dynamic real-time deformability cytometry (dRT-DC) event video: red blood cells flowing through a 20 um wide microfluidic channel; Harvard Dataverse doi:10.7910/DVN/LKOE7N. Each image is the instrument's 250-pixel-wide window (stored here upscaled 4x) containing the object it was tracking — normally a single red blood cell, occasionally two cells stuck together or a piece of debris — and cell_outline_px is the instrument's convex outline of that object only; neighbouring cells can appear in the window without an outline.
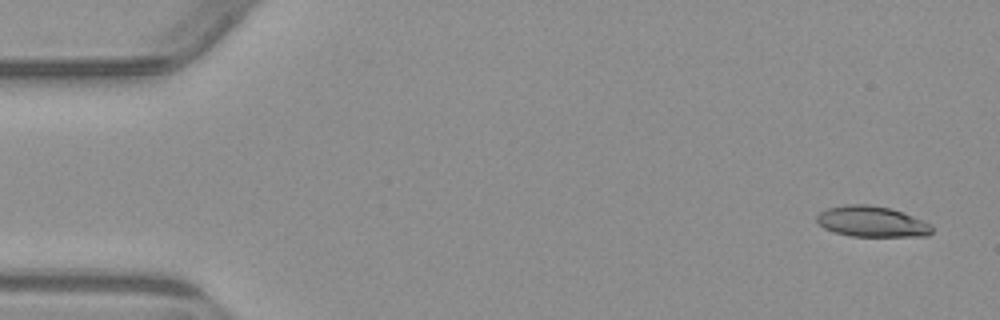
{"species": "common noctule bat (a hibernating species)", "species_latin": "Nyctalus noctula", "temperature_condition": "warm", "stored_images_in_passage": 6, "camera_frame_rate_fps": 3000, "um_per_image_px": 0.085, "animal": {"sex": "male", "body_mass_g": 23.1, "forearm_length_mm": 52.7}, "frame": {"image": 1, "passage_image": 1, "time_ms": 0.0, "image_size_px": [1000, 320], "cell_outline_px": [[932, 232], [928, 236], [852, 236], [836, 232], [824, 228], [816, 220], [816, 216], [820, 212], [828, 208], [844, 204], [868, 204], [892, 208], [924, 220], [932, 224]], "centroid_in_image_um": [74.14, 18.82], "position_along_channel_um": 10.9, "area_um2": 20.75}}
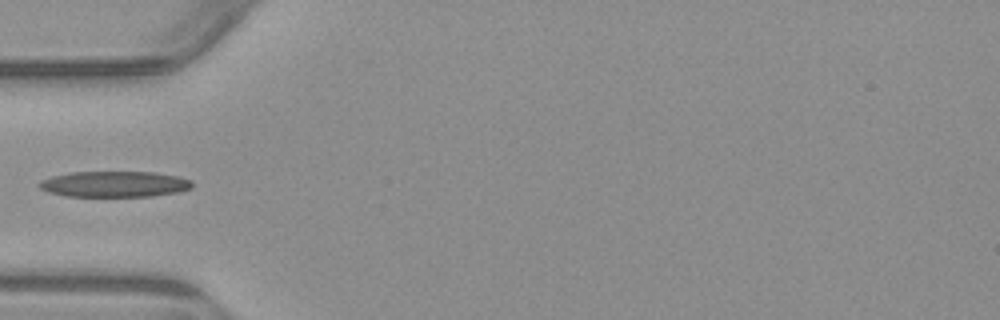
{"frame": {"image": 2, "passage_image": 5, "time_ms": 5.0, "image_size_px": [1000, 320], "cell_outline_px": [[192, 188], [180, 192], [152, 196], [64, 196], [48, 192], [40, 188], [36, 184], [40, 180], [52, 176], [68, 172], [156, 172], [176, 176], [192, 180]], "centroid_in_image_um": [9.71, 15.65], "position_along_channel_um": 75.3, "area_um2": 23.24}}
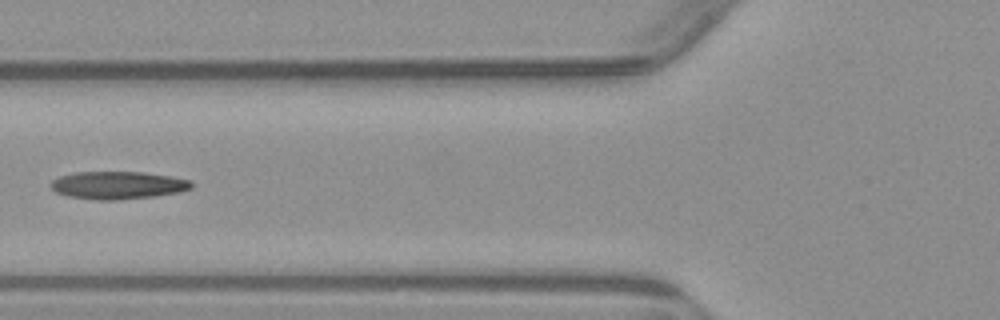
{"frame": {"image": 3, "passage_image": 6, "time_ms": 6.0, "image_size_px": [1000, 320], "cell_outline_px": [[192, 188], [180, 192], [156, 196], [116, 200], [96, 200], [68, 196], [56, 192], [48, 184], [52, 180], [60, 176], [76, 172], [144, 172], [172, 176], [192, 180]], "centroid_in_image_um": [10.04, 15.74], "position_along_channel_um": 115.8, "area_um2": 22.89}}